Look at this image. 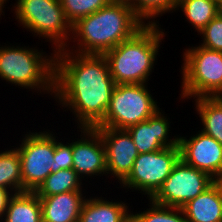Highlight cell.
Here are the masks:
<instances>
[{
  "label": "cell",
  "instance_id": "cell-16",
  "mask_svg": "<svg viewBox=\"0 0 222 222\" xmlns=\"http://www.w3.org/2000/svg\"><path fill=\"white\" fill-rule=\"evenodd\" d=\"M182 210L187 222H222V181H215Z\"/></svg>",
  "mask_w": 222,
  "mask_h": 222
},
{
  "label": "cell",
  "instance_id": "cell-10",
  "mask_svg": "<svg viewBox=\"0 0 222 222\" xmlns=\"http://www.w3.org/2000/svg\"><path fill=\"white\" fill-rule=\"evenodd\" d=\"M215 181L208 173L186 164L180 158L169 177L150 199L163 206L182 208Z\"/></svg>",
  "mask_w": 222,
  "mask_h": 222
},
{
  "label": "cell",
  "instance_id": "cell-12",
  "mask_svg": "<svg viewBox=\"0 0 222 222\" xmlns=\"http://www.w3.org/2000/svg\"><path fill=\"white\" fill-rule=\"evenodd\" d=\"M77 132L80 135L78 133V138L72 140V168L86 182L90 177L108 178L105 146L100 133L95 128H77Z\"/></svg>",
  "mask_w": 222,
  "mask_h": 222
},
{
  "label": "cell",
  "instance_id": "cell-3",
  "mask_svg": "<svg viewBox=\"0 0 222 222\" xmlns=\"http://www.w3.org/2000/svg\"><path fill=\"white\" fill-rule=\"evenodd\" d=\"M166 33L161 25L144 26L133 37L104 53L115 84H148Z\"/></svg>",
  "mask_w": 222,
  "mask_h": 222
},
{
  "label": "cell",
  "instance_id": "cell-14",
  "mask_svg": "<svg viewBox=\"0 0 222 222\" xmlns=\"http://www.w3.org/2000/svg\"><path fill=\"white\" fill-rule=\"evenodd\" d=\"M162 111V108H160L146 121L139 122L127 129L139 154L179 146V135L175 134L172 138L170 117Z\"/></svg>",
  "mask_w": 222,
  "mask_h": 222
},
{
  "label": "cell",
  "instance_id": "cell-11",
  "mask_svg": "<svg viewBox=\"0 0 222 222\" xmlns=\"http://www.w3.org/2000/svg\"><path fill=\"white\" fill-rule=\"evenodd\" d=\"M187 137L179 135L180 158L216 181H222V145L201 130Z\"/></svg>",
  "mask_w": 222,
  "mask_h": 222
},
{
  "label": "cell",
  "instance_id": "cell-19",
  "mask_svg": "<svg viewBox=\"0 0 222 222\" xmlns=\"http://www.w3.org/2000/svg\"><path fill=\"white\" fill-rule=\"evenodd\" d=\"M192 102L203 126L200 130L222 145V97H198Z\"/></svg>",
  "mask_w": 222,
  "mask_h": 222
},
{
  "label": "cell",
  "instance_id": "cell-30",
  "mask_svg": "<svg viewBox=\"0 0 222 222\" xmlns=\"http://www.w3.org/2000/svg\"><path fill=\"white\" fill-rule=\"evenodd\" d=\"M5 6H6V3L3 0H0V18H2L1 15L4 16V13H5L4 8H6Z\"/></svg>",
  "mask_w": 222,
  "mask_h": 222
},
{
  "label": "cell",
  "instance_id": "cell-15",
  "mask_svg": "<svg viewBox=\"0 0 222 222\" xmlns=\"http://www.w3.org/2000/svg\"><path fill=\"white\" fill-rule=\"evenodd\" d=\"M84 192V193H83ZM86 191H69L39 197L42 222H78Z\"/></svg>",
  "mask_w": 222,
  "mask_h": 222
},
{
  "label": "cell",
  "instance_id": "cell-29",
  "mask_svg": "<svg viewBox=\"0 0 222 222\" xmlns=\"http://www.w3.org/2000/svg\"><path fill=\"white\" fill-rule=\"evenodd\" d=\"M109 3H115V4H125L128 6H132L134 0H107Z\"/></svg>",
  "mask_w": 222,
  "mask_h": 222
},
{
  "label": "cell",
  "instance_id": "cell-26",
  "mask_svg": "<svg viewBox=\"0 0 222 222\" xmlns=\"http://www.w3.org/2000/svg\"><path fill=\"white\" fill-rule=\"evenodd\" d=\"M197 35L203 39L200 46L222 52V14L214 17Z\"/></svg>",
  "mask_w": 222,
  "mask_h": 222
},
{
  "label": "cell",
  "instance_id": "cell-4",
  "mask_svg": "<svg viewBox=\"0 0 222 222\" xmlns=\"http://www.w3.org/2000/svg\"><path fill=\"white\" fill-rule=\"evenodd\" d=\"M0 45V78L27 92L50 94L54 98L55 51L46 53L18 43ZM38 91V92H37Z\"/></svg>",
  "mask_w": 222,
  "mask_h": 222
},
{
  "label": "cell",
  "instance_id": "cell-27",
  "mask_svg": "<svg viewBox=\"0 0 222 222\" xmlns=\"http://www.w3.org/2000/svg\"><path fill=\"white\" fill-rule=\"evenodd\" d=\"M57 138V139H56ZM58 136H55V150L54 158L55 161V172L61 169H70L73 166V155H72V139L65 143V140Z\"/></svg>",
  "mask_w": 222,
  "mask_h": 222
},
{
  "label": "cell",
  "instance_id": "cell-18",
  "mask_svg": "<svg viewBox=\"0 0 222 222\" xmlns=\"http://www.w3.org/2000/svg\"><path fill=\"white\" fill-rule=\"evenodd\" d=\"M0 222H42L39 197L31 191L14 194Z\"/></svg>",
  "mask_w": 222,
  "mask_h": 222
},
{
  "label": "cell",
  "instance_id": "cell-8",
  "mask_svg": "<svg viewBox=\"0 0 222 222\" xmlns=\"http://www.w3.org/2000/svg\"><path fill=\"white\" fill-rule=\"evenodd\" d=\"M25 132L21 144L15 146L21 160L22 192H34L49 176L55 173V134L49 129Z\"/></svg>",
  "mask_w": 222,
  "mask_h": 222
},
{
  "label": "cell",
  "instance_id": "cell-32",
  "mask_svg": "<svg viewBox=\"0 0 222 222\" xmlns=\"http://www.w3.org/2000/svg\"><path fill=\"white\" fill-rule=\"evenodd\" d=\"M127 222H134L131 218Z\"/></svg>",
  "mask_w": 222,
  "mask_h": 222
},
{
  "label": "cell",
  "instance_id": "cell-24",
  "mask_svg": "<svg viewBox=\"0 0 222 222\" xmlns=\"http://www.w3.org/2000/svg\"><path fill=\"white\" fill-rule=\"evenodd\" d=\"M148 207L144 211H131L134 222H187L182 208L163 206L148 199ZM146 209V210H145Z\"/></svg>",
  "mask_w": 222,
  "mask_h": 222
},
{
  "label": "cell",
  "instance_id": "cell-21",
  "mask_svg": "<svg viewBox=\"0 0 222 222\" xmlns=\"http://www.w3.org/2000/svg\"><path fill=\"white\" fill-rule=\"evenodd\" d=\"M83 180L73 169H61L51 173L42 184L34 191L38 197H47L69 191H85Z\"/></svg>",
  "mask_w": 222,
  "mask_h": 222
},
{
  "label": "cell",
  "instance_id": "cell-22",
  "mask_svg": "<svg viewBox=\"0 0 222 222\" xmlns=\"http://www.w3.org/2000/svg\"><path fill=\"white\" fill-rule=\"evenodd\" d=\"M5 150V151H4ZM0 150V188L14 194L22 192L21 160L14 148Z\"/></svg>",
  "mask_w": 222,
  "mask_h": 222
},
{
  "label": "cell",
  "instance_id": "cell-1",
  "mask_svg": "<svg viewBox=\"0 0 222 222\" xmlns=\"http://www.w3.org/2000/svg\"><path fill=\"white\" fill-rule=\"evenodd\" d=\"M115 85L104 55L55 52L53 100L72 112L78 129L95 128L104 119Z\"/></svg>",
  "mask_w": 222,
  "mask_h": 222
},
{
  "label": "cell",
  "instance_id": "cell-31",
  "mask_svg": "<svg viewBox=\"0 0 222 222\" xmlns=\"http://www.w3.org/2000/svg\"><path fill=\"white\" fill-rule=\"evenodd\" d=\"M220 13L222 14V0L219 1Z\"/></svg>",
  "mask_w": 222,
  "mask_h": 222
},
{
  "label": "cell",
  "instance_id": "cell-2",
  "mask_svg": "<svg viewBox=\"0 0 222 222\" xmlns=\"http://www.w3.org/2000/svg\"><path fill=\"white\" fill-rule=\"evenodd\" d=\"M144 26L131 6L108 3L72 24L69 44L63 50L103 55L133 37Z\"/></svg>",
  "mask_w": 222,
  "mask_h": 222
},
{
  "label": "cell",
  "instance_id": "cell-23",
  "mask_svg": "<svg viewBox=\"0 0 222 222\" xmlns=\"http://www.w3.org/2000/svg\"><path fill=\"white\" fill-rule=\"evenodd\" d=\"M177 3L178 0H134L131 8L145 26H157L160 25L157 17L174 13Z\"/></svg>",
  "mask_w": 222,
  "mask_h": 222
},
{
  "label": "cell",
  "instance_id": "cell-13",
  "mask_svg": "<svg viewBox=\"0 0 222 222\" xmlns=\"http://www.w3.org/2000/svg\"><path fill=\"white\" fill-rule=\"evenodd\" d=\"M105 146L107 175L115 178L119 185L130 174L139 153L127 130L110 127H95Z\"/></svg>",
  "mask_w": 222,
  "mask_h": 222
},
{
  "label": "cell",
  "instance_id": "cell-20",
  "mask_svg": "<svg viewBox=\"0 0 222 222\" xmlns=\"http://www.w3.org/2000/svg\"><path fill=\"white\" fill-rule=\"evenodd\" d=\"M176 10L182 11L185 21L197 33L220 13L217 0H178L175 12Z\"/></svg>",
  "mask_w": 222,
  "mask_h": 222
},
{
  "label": "cell",
  "instance_id": "cell-6",
  "mask_svg": "<svg viewBox=\"0 0 222 222\" xmlns=\"http://www.w3.org/2000/svg\"><path fill=\"white\" fill-rule=\"evenodd\" d=\"M182 53L179 99L222 96V52L189 45Z\"/></svg>",
  "mask_w": 222,
  "mask_h": 222
},
{
  "label": "cell",
  "instance_id": "cell-28",
  "mask_svg": "<svg viewBox=\"0 0 222 222\" xmlns=\"http://www.w3.org/2000/svg\"><path fill=\"white\" fill-rule=\"evenodd\" d=\"M13 195L12 191L0 188V220L4 217L8 202Z\"/></svg>",
  "mask_w": 222,
  "mask_h": 222
},
{
  "label": "cell",
  "instance_id": "cell-25",
  "mask_svg": "<svg viewBox=\"0 0 222 222\" xmlns=\"http://www.w3.org/2000/svg\"><path fill=\"white\" fill-rule=\"evenodd\" d=\"M60 2L71 25L109 3L107 0H60Z\"/></svg>",
  "mask_w": 222,
  "mask_h": 222
},
{
  "label": "cell",
  "instance_id": "cell-9",
  "mask_svg": "<svg viewBox=\"0 0 222 222\" xmlns=\"http://www.w3.org/2000/svg\"><path fill=\"white\" fill-rule=\"evenodd\" d=\"M180 159L179 146L139 154L128 177L120 184L126 193L137 192L150 199L169 177ZM140 191V192H139Z\"/></svg>",
  "mask_w": 222,
  "mask_h": 222
},
{
  "label": "cell",
  "instance_id": "cell-5",
  "mask_svg": "<svg viewBox=\"0 0 222 222\" xmlns=\"http://www.w3.org/2000/svg\"><path fill=\"white\" fill-rule=\"evenodd\" d=\"M11 12L33 37L51 44L52 51L64 49L70 41L72 25L67 20L60 0H15ZM14 11V12H13Z\"/></svg>",
  "mask_w": 222,
  "mask_h": 222
},
{
  "label": "cell",
  "instance_id": "cell-17",
  "mask_svg": "<svg viewBox=\"0 0 222 222\" xmlns=\"http://www.w3.org/2000/svg\"><path fill=\"white\" fill-rule=\"evenodd\" d=\"M106 198L87 195L78 222H127L131 218L130 203Z\"/></svg>",
  "mask_w": 222,
  "mask_h": 222
},
{
  "label": "cell",
  "instance_id": "cell-7",
  "mask_svg": "<svg viewBox=\"0 0 222 222\" xmlns=\"http://www.w3.org/2000/svg\"><path fill=\"white\" fill-rule=\"evenodd\" d=\"M147 85L116 84L104 119L96 127L127 130L154 115L160 107Z\"/></svg>",
  "mask_w": 222,
  "mask_h": 222
}]
</instances>
